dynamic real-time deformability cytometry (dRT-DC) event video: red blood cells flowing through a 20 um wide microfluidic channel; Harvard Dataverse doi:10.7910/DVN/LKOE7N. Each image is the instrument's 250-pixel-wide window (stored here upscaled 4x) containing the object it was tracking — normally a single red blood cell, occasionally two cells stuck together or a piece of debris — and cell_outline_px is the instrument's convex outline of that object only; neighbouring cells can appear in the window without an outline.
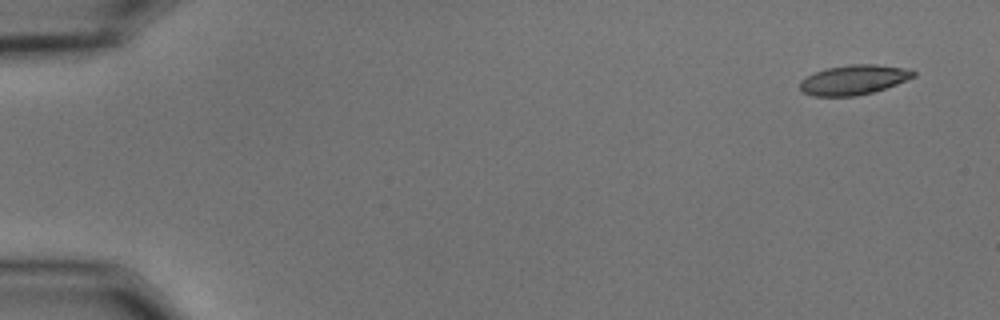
{"species": "common noctule bat (a hibernating species)", "species_latin": "Nyctalus noctula", "temperature_condition": "cold", "stored_images_in_passage": 7, "camera_frame_rate_fps": 3000, "um_per_image_px": 0.085, "animal": {"sex": "male", "body_mass_g": 15.6}, "frame": {"image": 1, "passage_image": 1, "time_ms": 0.0, "image_size_px": [1000, 320], "cell_outline_px": [[916, 76], [896, 84], [872, 92], [856, 96], [812, 96], [804, 92], [800, 88], [800, 80], [816, 72], [828, 68], [852, 64], [876, 64], [904, 68], [916, 72]], "centroid_in_image_um": [72.57, 6.78], "position_along_channel_um": 12.4, "area_um2": 19.42}}